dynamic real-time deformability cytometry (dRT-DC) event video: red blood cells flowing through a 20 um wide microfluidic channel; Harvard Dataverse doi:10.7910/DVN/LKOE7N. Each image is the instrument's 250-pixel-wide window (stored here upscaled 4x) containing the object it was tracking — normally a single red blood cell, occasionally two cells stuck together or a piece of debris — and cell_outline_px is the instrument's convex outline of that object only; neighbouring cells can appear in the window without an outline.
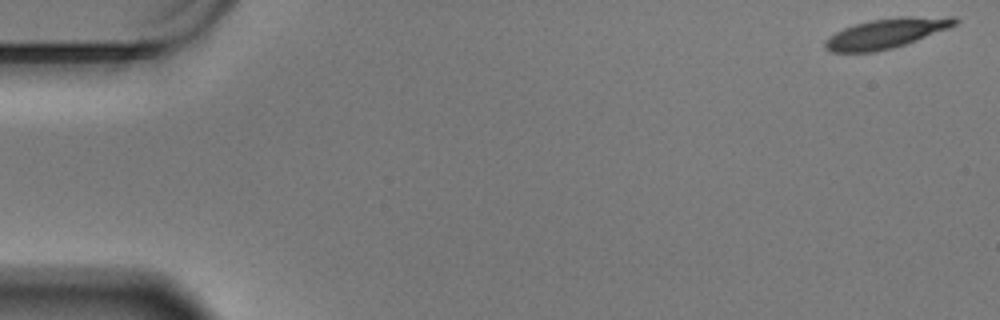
{"species": "Egyptian fruit bat (a non-hibernating species)", "species_latin": "Rousettus aegyptiacus", "temperature_condition": "warm", "stored_images_in_passage": 59, "camera_frame_rate_fps": 3000, "um_per_image_px": 0.085, "animal": {"sex": "male"}, "frame": {"image": 1, "passage_image": 1, "time_ms": 0.0, "image_size_px": [1000, 320], "cell_outline_px": [[960, 20], [956, 24], [948, 28], [904, 44], [892, 48], [876, 52], [832, 52], [824, 48], [824, 40], [828, 36], [844, 28], [868, 20], [900, 16], [956, 16]], "centroid_in_image_um": [75.32, 2.81], "position_along_channel_um": 9.7, "area_um2": 22.66}}
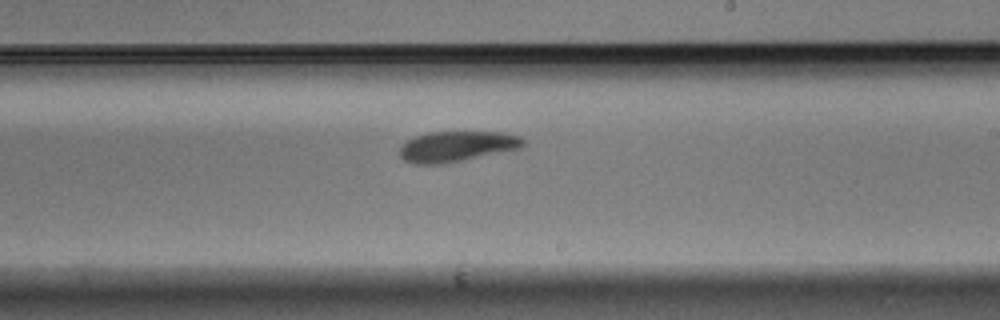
{"frame": {"image": 2, "passage_image": 35, "time_ms": 11.333, "image_size_px": [1000, 320], "cell_outline_px": [[524, 144], [520, 148], [440, 164], [416, 164], [404, 160], [400, 156], [400, 148], [408, 140], [416, 136], [428, 132], [504, 132], [520, 136], [524, 140]], "centroid_in_image_um": [38.82, 12.43], "position_along_channel_um": 250.2, "area_um2": 21.56}}
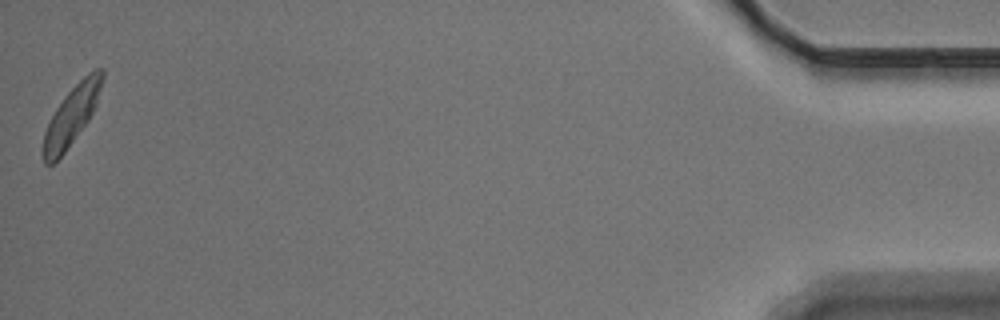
{"frame": {"image": 3, "passage_image": 59, "time_ms": 19.333, "image_size_px": [1000, 320], "cell_outline_px": [[104, 80], [96, 104], [88, 120], [64, 152], [52, 164], [44, 164], [44, 132], [56, 108], [64, 96], [88, 72], [96, 68], [104, 68]], "centroid_in_image_um": [6.12, 9.75], "position_along_channel_um": 429.1, "area_um2": 19.71}, "authors_computed_cell_mechanics": {"area_um2": 22.1952, "velocity_mm_per_s": 3.3854, "shape_relaxation_time_tau1_ms": 2.885, "shape_relaxation_time_tau2_ms": 7.7166, "deformation_change_tau1": 0.1386, "deformation_change_tau2": 0.1634}}